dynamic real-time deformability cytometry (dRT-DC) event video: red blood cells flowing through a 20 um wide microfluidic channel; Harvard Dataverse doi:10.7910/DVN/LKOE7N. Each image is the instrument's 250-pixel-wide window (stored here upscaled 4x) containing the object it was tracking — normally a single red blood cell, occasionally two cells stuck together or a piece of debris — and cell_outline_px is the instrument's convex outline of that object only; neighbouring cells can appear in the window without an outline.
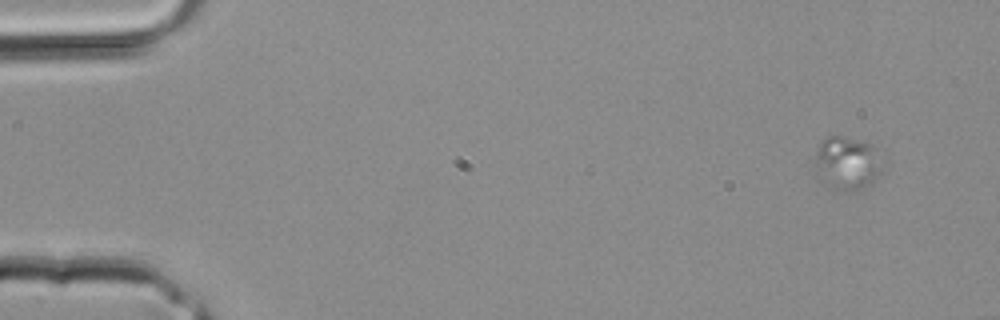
{"species": "common noctule bat (a hibernating species)", "species_latin": "Nyctalus noctula", "temperature_condition": "room temperature", "stored_images_in_passage": 4, "camera_frame_rate_fps": 3000, "um_per_image_px": 0.085, "animal": {"sex": "male", "body_mass_g": 20.4}, "frame": {"image": 1, "passage_image": 1, "time_ms": 0.0, "image_size_px": [1000, 320], "cell_outline_px": [[884, 164], [880, 176], [872, 184], [856, 192], [836, 192], [812, 168], [816, 148], [828, 136], [840, 136], [872, 144], [884, 160]], "centroid_in_image_um": [72.04, 13.92], "position_along_channel_um": 13.0, "area_um2": 21.79}}